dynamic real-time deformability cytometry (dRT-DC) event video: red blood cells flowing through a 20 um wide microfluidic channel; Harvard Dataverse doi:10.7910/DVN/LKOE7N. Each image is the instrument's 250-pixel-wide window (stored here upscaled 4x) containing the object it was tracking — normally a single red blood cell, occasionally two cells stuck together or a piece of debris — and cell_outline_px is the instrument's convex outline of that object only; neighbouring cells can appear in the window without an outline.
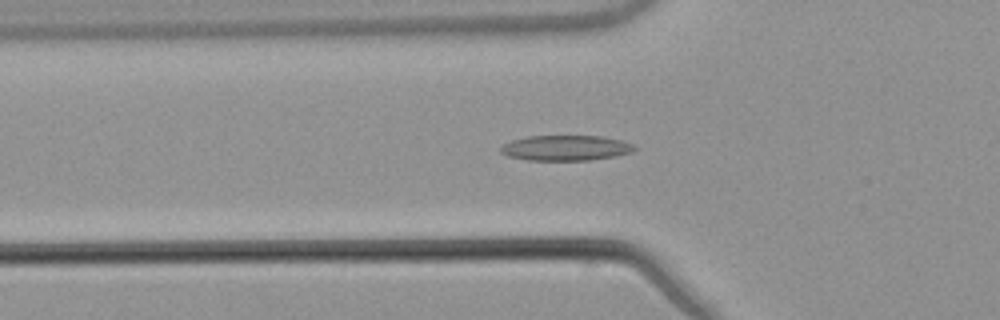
{"species": "common noctule bat (a hibernating species)", "species_latin": "Nyctalus noctula", "temperature_condition": "warm", "stored_images_in_passage": 52, "camera_frame_rate_fps": 3000, "um_per_image_px": 0.085, "animal": {"sex": "male", "body_mass_g": 21.5, "forearm_length_mm": 52.0}, "frame": {"image": 1, "passage_image": 19, "time_ms": 6.0, "image_size_px": [1000, 320], "cell_outline_px": [[636, 148], [632, 152], [616, 156], [588, 160], [528, 160], [508, 156], [500, 152], [500, 148], [504, 144], [512, 140], [528, 136], [604, 136], [624, 140], [632, 144]], "centroid_in_image_um": [48.11, 12.57], "position_along_channel_um": 77.7, "area_um2": 19.77}}
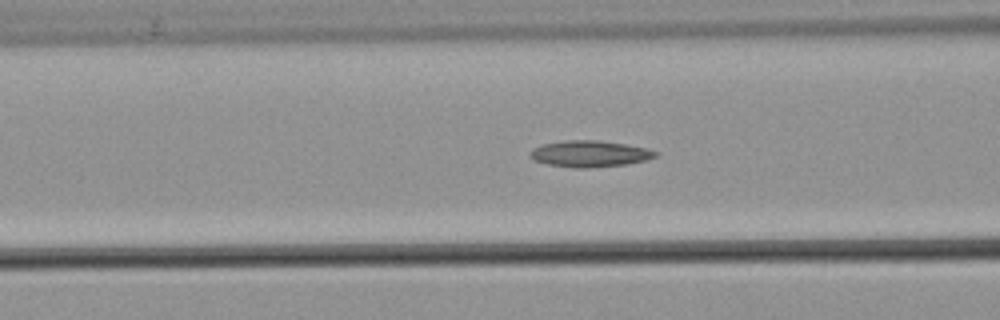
{"frame": {"image": 2, "passage_image": 22, "time_ms": 7.0, "image_size_px": [1000, 320], "cell_outline_px": [[660, 152], [656, 156], [648, 160], [628, 164], [588, 168], [576, 168], [548, 164], [532, 160], [528, 156], [532, 148], [544, 144], [568, 140], [600, 140], [648, 148]], "centroid_in_image_um": [50.15, 13.07], "position_along_channel_um": 116.5, "area_um2": 19.42}}
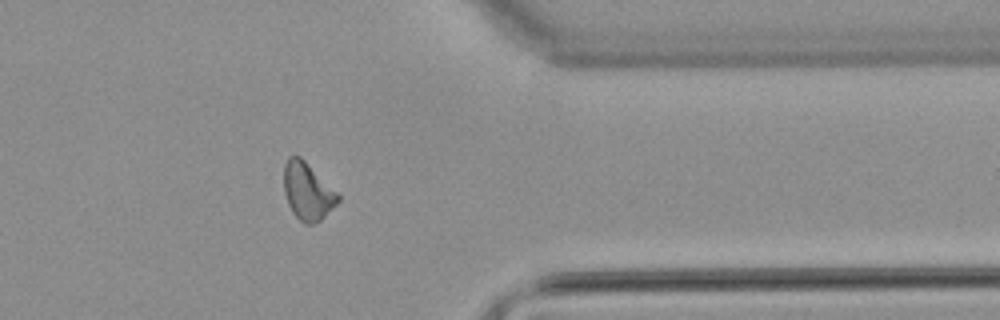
{"frame": {"image": 3, "passage_image": 44, "time_ms": 14.333, "image_size_px": [1000, 320], "cell_outline_px": [[340, 200], [320, 220], [312, 224], [304, 224], [292, 212], [288, 204], [284, 192], [284, 164], [288, 156], [300, 156], [340, 196]], "centroid_in_image_um": [26.11, 16.26], "position_along_channel_um": 385.3, "area_um2": 17.74}}